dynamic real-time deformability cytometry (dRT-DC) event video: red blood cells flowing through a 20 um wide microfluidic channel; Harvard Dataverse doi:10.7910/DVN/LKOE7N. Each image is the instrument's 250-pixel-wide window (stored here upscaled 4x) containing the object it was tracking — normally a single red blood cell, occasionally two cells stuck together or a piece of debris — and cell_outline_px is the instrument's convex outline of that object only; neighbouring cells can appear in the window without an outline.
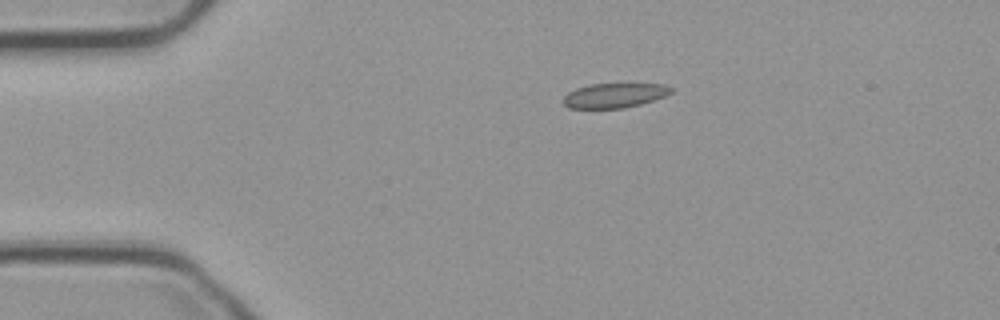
{"species": "common noctule bat (a hibernating species)", "species_latin": "Nyctalus noctula", "temperature_condition": "cold", "stored_images_in_passage": 45, "camera_frame_rate_fps": 3000, "um_per_image_px": 0.085, "animal": {"sex": "male", "body_mass_g": 23.1, "forearm_length_mm": 52.7}, "frame": {"image": 1, "passage_image": 1, "time_ms": 0.0, "image_size_px": [1000, 320], "cell_outline_px": [[672, 92], [664, 96], [640, 104], [624, 108], [568, 108], [560, 100], [568, 92], [576, 88], [588, 84], [664, 84], [672, 88]], "centroid_in_image_um": [52.17, 8.11], "position_along_channel_um": 32.8, "area_um2": 15.43}}
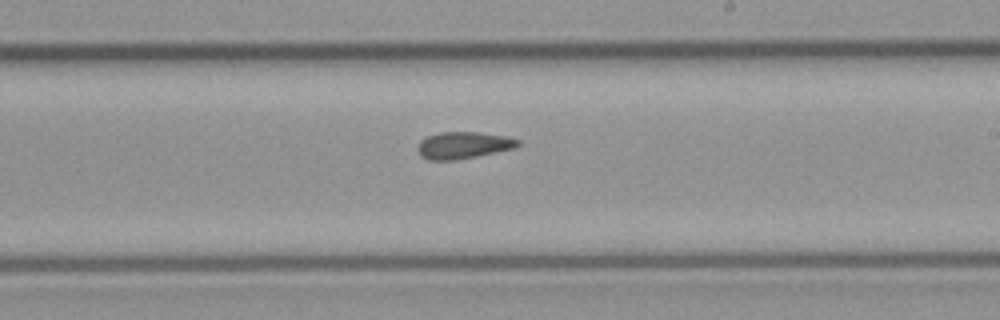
{"frame": {"image": 2, "passage_image": 22, "time_ms": 7.0, "image_size_px": [1000, 320], "cell_outline_px": [[520, 144], [516, 148], [456, 160], [428, 160], [420, 156], [416, 148], [420, 140], [428, 136], [440, 132], [480, 132], [508, 136], [520, 140]], "centroid_in_image_um": [39.39, 12.34], "position_along_channel_um": 249.6, "area_um2": 15.9}}
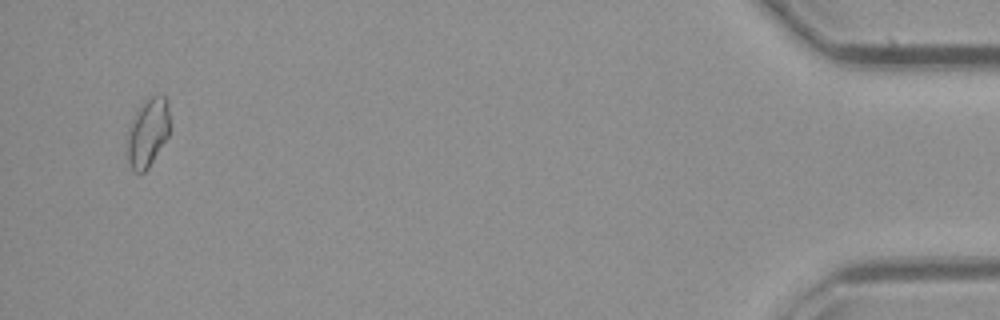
{"frame": {"image": 3, "passage_image": 43, "time_ms": 14.0, "image_size_px": [1000, 320], "cell_outline_px": [[168, 136], [148, 168], [144, 172], [132, 172], [128, 160], [128, 124], [140, 104], [144, 100], [152, 96], [164, 96], [168, 100]], "centroid_in_image_um": [12.53, 11.26], "position_along_channel_um": 422.7, "area_um2": 16.94}, "authors_computed_cell_mechanics": {"area_um2": 15.7794, "velocity_mm_per_s": 3.7297, "shape_relaxation_time_tau1_ms": null, "shape_relaxation_time_tau2_ms": 4.6282, "deformation_change_tau1": null, "deformation_change_tau2": 0.0757}}